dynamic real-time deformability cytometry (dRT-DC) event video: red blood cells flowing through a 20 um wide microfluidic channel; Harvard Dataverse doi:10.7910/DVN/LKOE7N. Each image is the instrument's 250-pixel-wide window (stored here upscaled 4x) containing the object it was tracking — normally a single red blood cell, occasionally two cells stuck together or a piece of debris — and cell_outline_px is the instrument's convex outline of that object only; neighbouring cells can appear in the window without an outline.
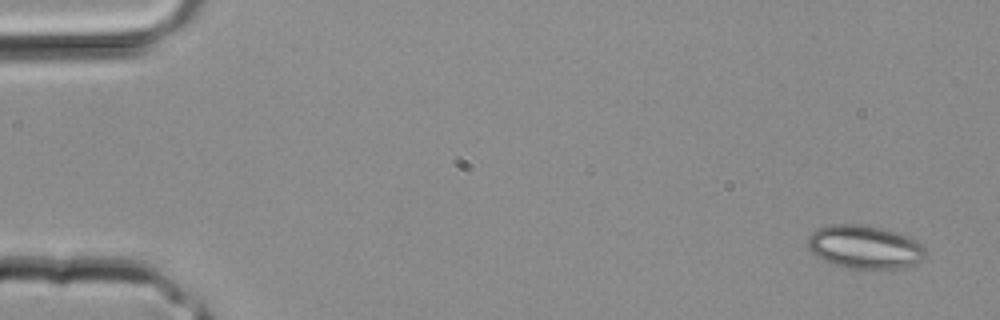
{"species": "common noctule bat (a hibernating species)", "species_latin": "Nyctalus noctula", "temperature_condition": "room temperature", "stored_images_in_passage": 4, "camera_frame_rate_fps": 3000, "um_per_image_px": 0.085, "animal": {"sex": "male", "body_mass_g": 20.4}, "frame": {"image": 1, "passage_image": 1, "time_ms": 0.0, "image_size_px": [1000, 320], "cell_outline_px": [[928, 256], [916, 264], [896, 268], [852, 268], [836, 264], [824, 260], [816, 256], [808, 248], [808, 236], [816, 228], [828, 224], [860, 224], [880, 228], [904, 236], [920, 244], [924, 248]], "centroid_in_image_um": [73.46, 20.98], "position_along_channel_um": 11.5, "area_um2": 29.3}}
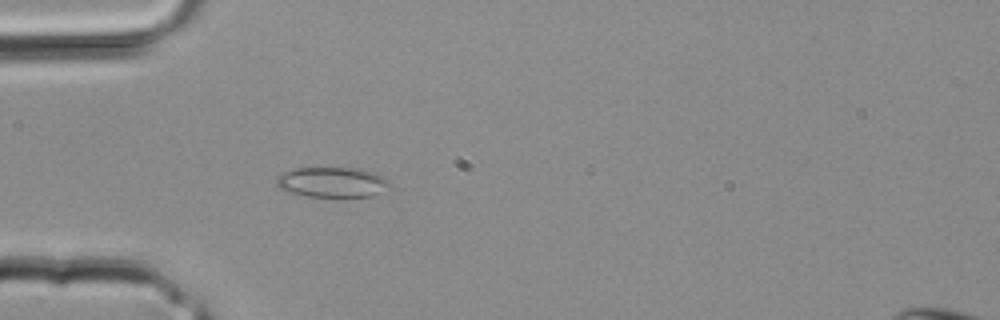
{"frame": {"image": 2, "passage_image": 3, "time_ms": 0.667, "image_size_px": [1000, 320], "cell_outline_px": [[392, 184], [372, 196], [308, 196], [292, 192], [280, 188], [276, 184], [276, 176], [284, 172], [296, 168], [360, 168], [384, 176]], "centroid_in_image_um": [28.24, 15.47], "position_along_channel_um": 56.8, "area_um2": 19.65}}